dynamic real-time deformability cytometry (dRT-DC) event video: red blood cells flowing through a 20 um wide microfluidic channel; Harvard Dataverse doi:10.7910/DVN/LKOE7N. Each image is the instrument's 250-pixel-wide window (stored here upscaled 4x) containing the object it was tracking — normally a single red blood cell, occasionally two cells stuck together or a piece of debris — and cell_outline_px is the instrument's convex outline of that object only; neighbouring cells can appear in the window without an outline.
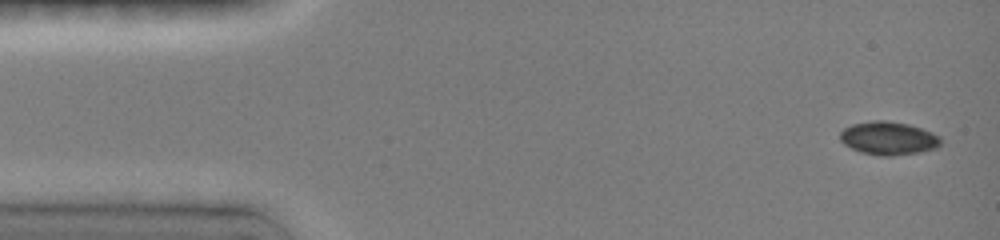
{"species": "common noctule bat (a hibernating species)", "species_latin": "Nyctalus noctula", "temperature_condition": "room temperature", "stored_images_in_passage": 4, "camera_frame_rate_fps": 3000, "um_per_image_px": 0.085, "animal": {"sex": "female", "body_mass_g": 19.0, "forearm_length_mm": 51.5}, "frame": {"image": 1, "passage_image": 1, "time_ms": 0.0, "image_size_px": [1000, 240], "cell_outline_px": [[940, 144], [936, 148], [920, 152], [892, 156], [880, 156], [860, 152], [844, 144], [840, 140], [840, 132], [844, 128], [852, 124], [872, 120], [884, 120], [908, 124], [932, 132], [940, 136]], "centroid_in_image_um": [75.5, 11.75], "position_along_channel_um": 9.5, "area_um2": 19.54}}